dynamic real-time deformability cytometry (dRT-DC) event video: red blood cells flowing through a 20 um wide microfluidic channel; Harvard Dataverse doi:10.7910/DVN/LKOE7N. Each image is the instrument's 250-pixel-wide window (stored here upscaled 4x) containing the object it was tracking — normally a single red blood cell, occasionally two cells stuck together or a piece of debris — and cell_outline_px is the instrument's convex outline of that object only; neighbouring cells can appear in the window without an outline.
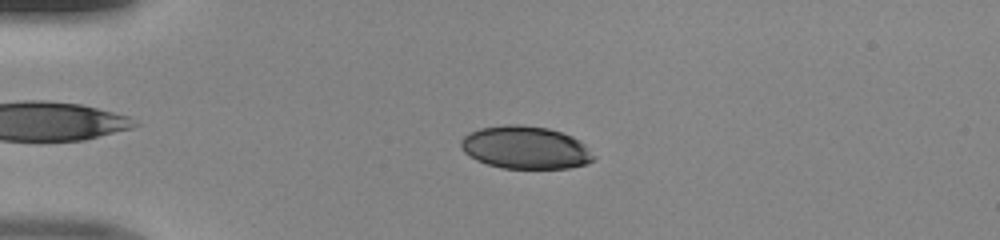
{"species": "human", "species_latin": "Homo sapiens", "temperature_condition": "room temperature", "stored_images_in_passage": 48, "segment_of_instrument_passage": [1, 2], "camera_frame_rate_fps": 3000, "um_per_image_px": 0.085, "donor": {"sex": "male"}, "frame": {"image": 1, "passage_image": 12, "time_ms": 3.667, "image_size_px": [1000, 240], "cell_outline_px": [[596, 156], [588, 164], [568, 168], [504, 168], [488, 164], [476, 160], [468, 156], [464, 152], [460, 144], [460, 140], [464, 136], [480, 128], [504, 124], [520, 124], [548, 128], [572, 136], [580, 140]], "centroid_in_image_um": [44.67, 12.54], "position_along_channel_um": 40.3, "area_um2": 33.12}}
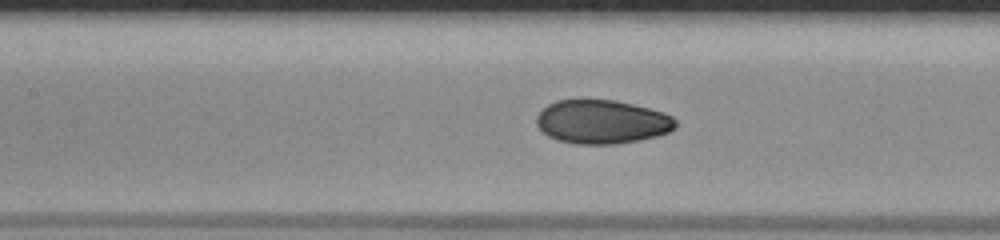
{"frame": {"image": 2, "passage_image": 23, "time_ms": 7.333, "image_size_px": [1000, 240], "cell_outline_px": [[676, 128], [668, 132], [656, 136], [640, 140], [616, 144], [576, 144], [556, 140], [548, 136], [536, 124], [536, 116], [548, 104], [556, 100], [612, 100], [632, 104], [664, 112], [672, 116], [676, 120]], "centroid_in_image_um": [51.17, 10.36], "position_along_channel_um": 156.2, "area_um2": 35.49}}
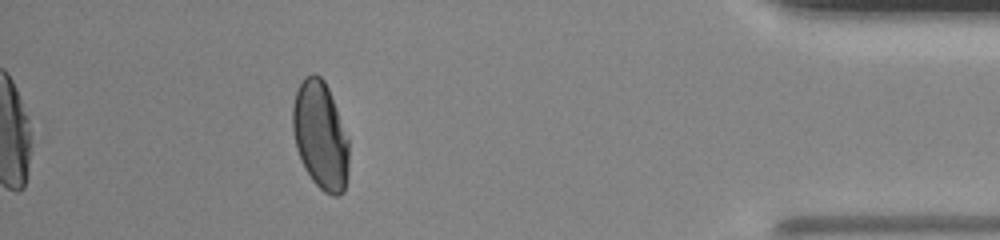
{"frame": {"image": 3, "passage_image": 44, "time_ms": 14.333, "image_size_px": [1000, 240], "cell_outline_px": [[348, 176], [344, 192], [340, 196], [332, 196], [324, 192], [312, 180], [304, 168], [296, 148], [292, 128], [292, 108], [296, 92], [304, 76], [312, 72], [320, 76], [324, 80], [328, 88], [348, 140]], "centroid_in_image_um": [27.22, 11.54], "position_along_channel_um": 408.0, "area_um2": 35.32}}